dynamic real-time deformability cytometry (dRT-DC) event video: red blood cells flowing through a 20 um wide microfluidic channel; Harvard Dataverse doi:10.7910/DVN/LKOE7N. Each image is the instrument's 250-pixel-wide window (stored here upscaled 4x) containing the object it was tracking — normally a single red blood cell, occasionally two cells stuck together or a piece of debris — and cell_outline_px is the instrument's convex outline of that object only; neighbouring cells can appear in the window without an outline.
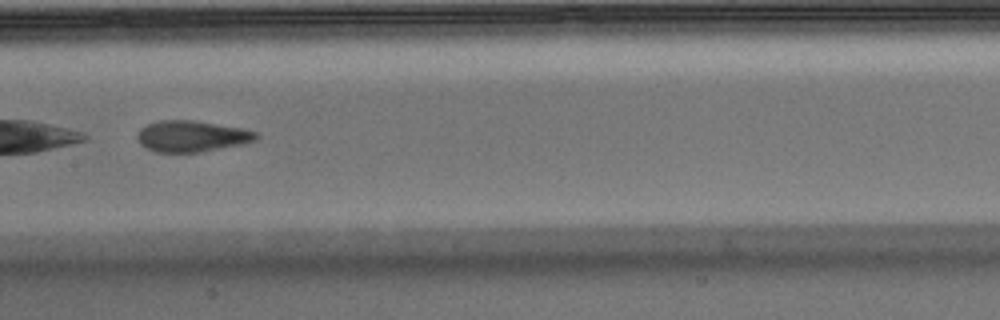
{"species": "Egyptian fruit bat (a non-hibernating species)", "species_latin": "Rousettus aegyptiacus", "temperature_condition": "warm", "stored_images_in_passage": 37, "camera_frame_rate_fps": 3000, "um_per_image_px": 0.085, "animal": {"sex": "male"}, "frame": {"image": 1, "passage_image": 16, "time_ms": 5.0, "image_size_px": [1000, 320], "cell_outline_px": [[260, 136], [256, 140], [240, 144], [200, 152], [156, 152], [144, 148], [140, 144], [136, 136], [140, 128], [148, 124], [160, 120], [192, 120], [240, 128], [256, 132]], "centroid_in_image_um": [16.24, 11.58], "position_along_channel_um": 191.2, "area_um2": 21.44}}
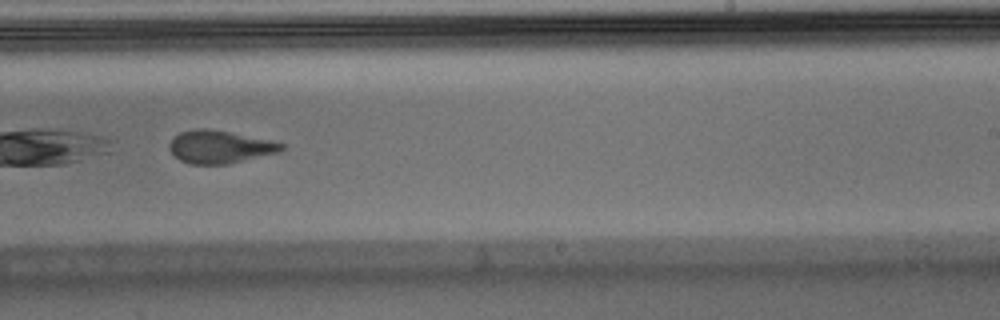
{"frame": {"image": 2, "passage_image": 22, "time_ms": 7.0, "image_size_px": [1000, 320], "cell_outline_px": [[284, 148], [280, 152], [228, 164], [192, 164], [180, 160], [168, 148], [168, 144], [180, 132], [196, 128], [208, 128], [272, 140], [284, 144]], "centroid_in_image_um": [18.7, 12.48], "position_along_channel_um": 270.3, "area_um2": 21.39}, "authors_computed_cell_mechanics": {"area_um2": 22.4842, "velocity_mm_per_s": 3.9762, "shape_relaxation_time_tau1_ms": null, "shape_relaxation_time_tau2_ms": 1.8668, "deformation_change_tau1": null, "deformation_change_tau2": 0.0971}}